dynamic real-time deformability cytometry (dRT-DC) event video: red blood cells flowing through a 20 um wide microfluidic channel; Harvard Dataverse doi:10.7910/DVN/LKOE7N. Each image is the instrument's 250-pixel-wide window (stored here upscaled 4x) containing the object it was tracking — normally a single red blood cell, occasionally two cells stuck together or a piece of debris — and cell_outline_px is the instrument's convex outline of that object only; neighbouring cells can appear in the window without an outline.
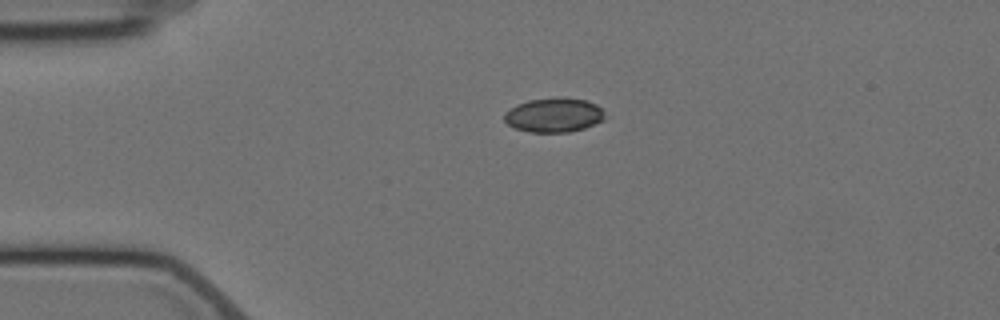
{"species": "Egyptian fruit bat (a non-hibernating species)", "species_latin": "Rousettus aegyptiacus", "temperature_condition": "cold", "stored_images_in_passage": 7, "camera_frame_rate_fps": 3000, "um_per_image_px": 0.085, "animal": {"sex": "female"}, "frame": {"image": 1, "passage_image": 1, "time_ms": 0.0, "image_size_px": [1000, 320], "cell_outline_px": [[604, 120], [584, 128], [568, 132], [532, 132], [516, 128], [508, 124], [504, 120], [504, 112], [516, 104], [528, 100], [556, 96], [584, 100], [596, 104], [604, 112]], "centroid_in_image_um": [47.06, 9.76], "position_along_channel_um": 37.9, "area_um2": 20.17}}